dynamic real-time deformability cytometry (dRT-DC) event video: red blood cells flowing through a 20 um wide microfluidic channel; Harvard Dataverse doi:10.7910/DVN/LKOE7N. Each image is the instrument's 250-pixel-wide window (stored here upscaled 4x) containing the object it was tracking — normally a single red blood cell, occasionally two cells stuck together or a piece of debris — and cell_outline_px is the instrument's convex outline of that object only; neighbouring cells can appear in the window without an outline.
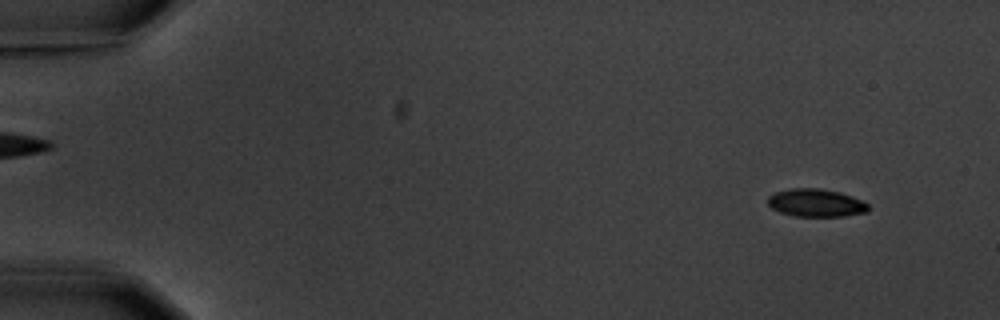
{"species": "common noctule bat (a hibernating species)", "species_latin": "Nyctalus noctula", "temperature_condition": "warm", "stored_images_in_passage": 6, "camera_frame_rate_fps": 3000, "um_per_image_px": 0.085, "animal": {"sex": "male", "body_mass_g": 20.1, "forearm_length_mm": 53.5}, "frame": {"image": 1, "passage_image": 1, "time_ms": 0.0, "image_size_px": [1000, 320], "cell_outline_px": [[868, 212], [844, 216], [792, 216], [780, 212], [772, 208], [768, 204], [768, 196], [776, 192], [788, 188], [820, 188], [840, 192], [852, 196], [868, 204]], "centroid_in_image_um": [69.34, 17.24], "position_along_channel_um": 15.7, "area_um2": 16.36}}